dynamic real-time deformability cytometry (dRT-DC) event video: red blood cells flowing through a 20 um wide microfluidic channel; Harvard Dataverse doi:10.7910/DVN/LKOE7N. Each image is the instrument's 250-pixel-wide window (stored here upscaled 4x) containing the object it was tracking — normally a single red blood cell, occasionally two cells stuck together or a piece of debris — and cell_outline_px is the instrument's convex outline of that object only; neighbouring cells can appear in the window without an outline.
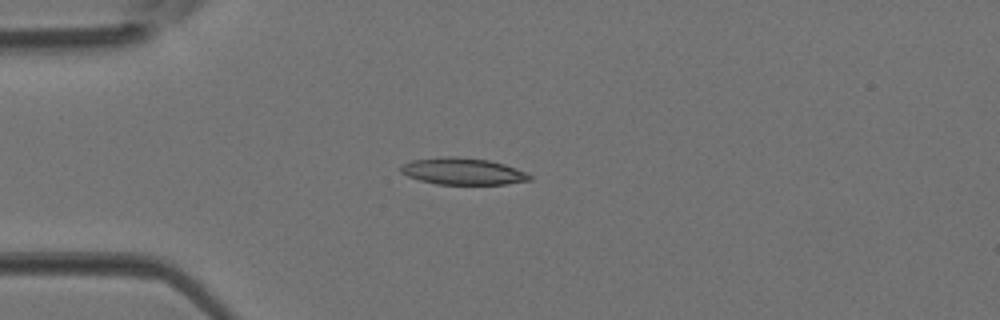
{"species": "Egyptian fruit bat (a non-hibernating species)", "species_latin": "Rousettus aegyptiacus", "temperature_condition": "room temperature", "stored_images_in_passage": 1, "camera_frame_rate_fps": 3000, "um_per_image_px": 0.085, "animal": {"sex": "female"}, "frame": {"image": 1, "passage_image": 1, "time_ms": 0.0, "image_size_px": [1000, 320], "cell_outline_px": [[532, 180], [504, 184], [436, 184], [420, 180], [408, 176], [400, 172], [400, 164], [412, 160], [444, 156], [456, 156], [488, 160], [504, 164], [516, 168], [532, 176]], "centroid_in_image_um": [39.3, 14.55], "position_along_channel_um": 45.7, "area_um2": 20.11}}